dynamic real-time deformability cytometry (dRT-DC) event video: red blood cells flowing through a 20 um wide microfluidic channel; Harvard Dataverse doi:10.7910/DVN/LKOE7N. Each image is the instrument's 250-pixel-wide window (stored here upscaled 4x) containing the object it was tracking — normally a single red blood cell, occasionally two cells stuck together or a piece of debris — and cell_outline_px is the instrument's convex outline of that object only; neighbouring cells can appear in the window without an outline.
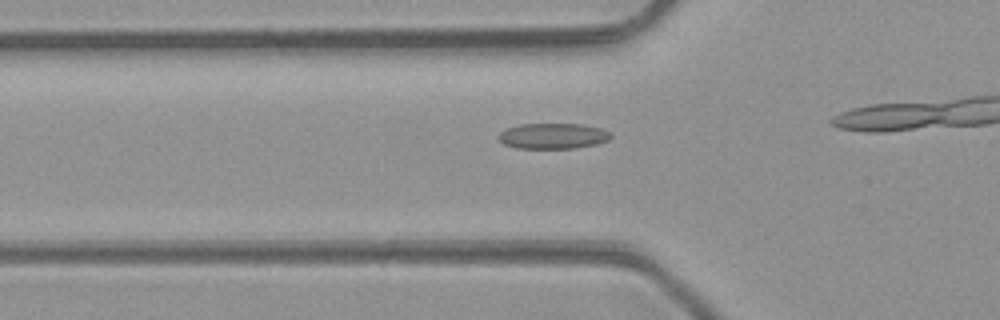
{"species": "common noctule bat (a hibernating species)", "species_latin": "Nyctalus noctula", "temperature_condition": "room temperature", "stored_images_in_passage": 15, "camera_frame_rate_fps": 3000, "um_per_image_px": 0.085, "animal": {"sex": "male", "body_mass_g": 23.1, "forearm_length_mm": 52.7}, "frame": {"image": 1, "passage_image": 11, "time_ms": 3.333, "image_size_px": [1000, 320], "cell_outline_px": [[612, 136], [608, 140], [596, 144], [576, 148], [516, 148], [504, 144], [496, 136], [500, 132], [508, 128], [520, 124], [580, 124], [600, 128], [608, 132]], "centroid_in_image_um": [46.97, 11.56], "position_along_channel_um": 78.8, "area_um2": 16.65}}